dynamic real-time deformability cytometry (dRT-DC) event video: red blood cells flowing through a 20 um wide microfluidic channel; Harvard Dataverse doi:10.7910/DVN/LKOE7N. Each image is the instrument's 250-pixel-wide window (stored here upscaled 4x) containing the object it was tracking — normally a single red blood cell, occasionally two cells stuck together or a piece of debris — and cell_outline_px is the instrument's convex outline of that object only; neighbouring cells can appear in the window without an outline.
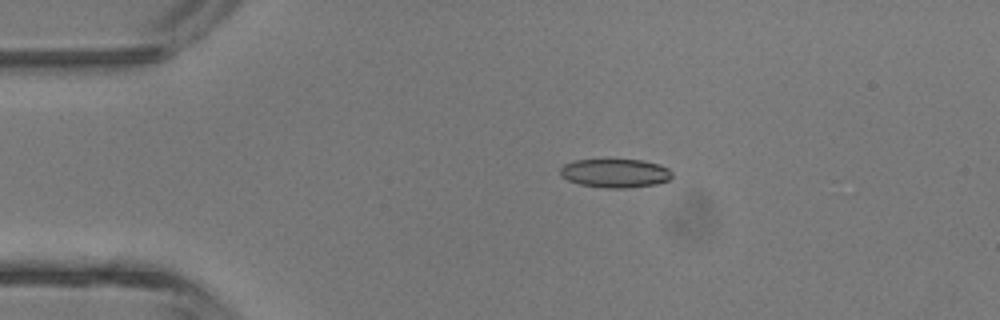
{"species": "common noctule bat (a hibernating species)", "species_latin": "Nyctalus noctula", "temperature_condition": "room temperature", "stored_images_in_passage": 4, "camera_frame_rate_fps": 3000, "um_per_image_px": 0.085, "animal": {"sex": "male", "body_mass_g": 13.3}, "frame": {"image": 1, "passage_image": 3, "time_ms": 2.333, "image_size_px": [1000, 320], "cell_outline_px": [[672, 176], [668, 180], [656, 184], [628, 188], [604, 188], [580, 184], [568, 180], [560, 176], [560, 168], [564, 164], [572, 160], [640, 160], [660, 164], [668, 168], [672, 172]], "centroid_in_image_um": [52.28, 14.72], "position_along_channel_um": 32.7, "area_um2": 18.79}}